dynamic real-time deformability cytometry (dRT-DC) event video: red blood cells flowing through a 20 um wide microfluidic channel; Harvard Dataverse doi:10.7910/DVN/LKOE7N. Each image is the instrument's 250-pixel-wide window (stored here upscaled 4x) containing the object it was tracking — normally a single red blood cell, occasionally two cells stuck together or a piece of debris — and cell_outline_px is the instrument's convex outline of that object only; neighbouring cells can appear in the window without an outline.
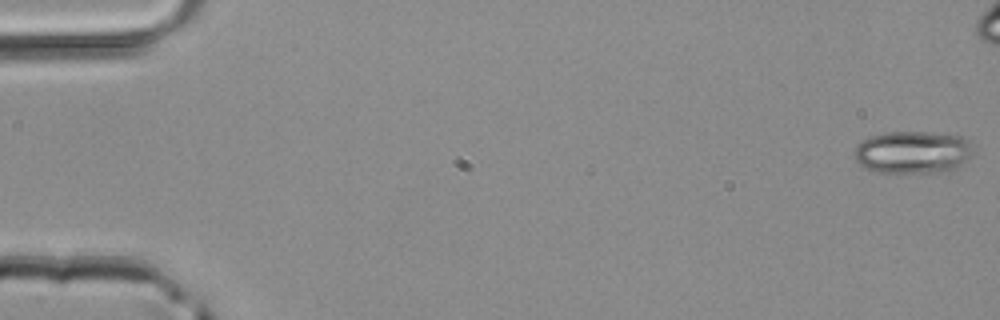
{"species": "common noctule bat (a hibernating species)", "species_latin": "Nyctalus noctula", "temperature_condition": "room temperature", "stored_images_in_passage": 5, "camera_frame_rate_fps": 3000, "um_per_image_px": 0.085, "animal": {"sex": "male", "body_mass_g": 20.4}, "frame": {"image": 1, "passage_image": 1, "time_ms": 0.0, "image_size_px": [1000, 320], "cell_outline_px": [[972, 156], [968, 160], [956, 168], [948, 172], [876, 172], [864, 168], [852, 156], [852, 152], [860, 140], [884, 132], [928, 132], [960, 136], [968, 140], [972, 144]], "centroid_in_image_um": [77.57, 12.94], "position_along_channel_um": 7.4, "area_um2": 29.82}}
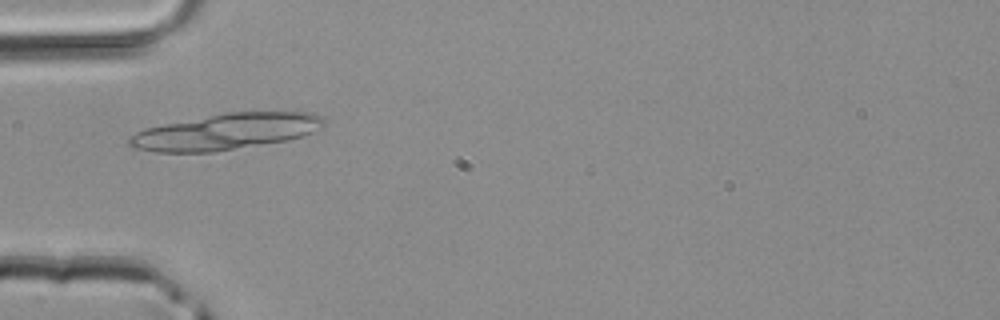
{"frame": {"image": 2, "passage_image": 5, "time_ms": 1.333, "image_size_px": [1000, 320], "cell_outline_px": [[324, 124], [312, 132], [304, 136], [288, 140], [216, 152], [156, 152], [136, 148], [128, 144], [128, 136], [144, 128], [224, 112], [316, 112], [324, 120]], "centroid_in_image_um": [19.19, 11.19], "position_along_channel_um": 65.8, "area_um2": 40.98}}